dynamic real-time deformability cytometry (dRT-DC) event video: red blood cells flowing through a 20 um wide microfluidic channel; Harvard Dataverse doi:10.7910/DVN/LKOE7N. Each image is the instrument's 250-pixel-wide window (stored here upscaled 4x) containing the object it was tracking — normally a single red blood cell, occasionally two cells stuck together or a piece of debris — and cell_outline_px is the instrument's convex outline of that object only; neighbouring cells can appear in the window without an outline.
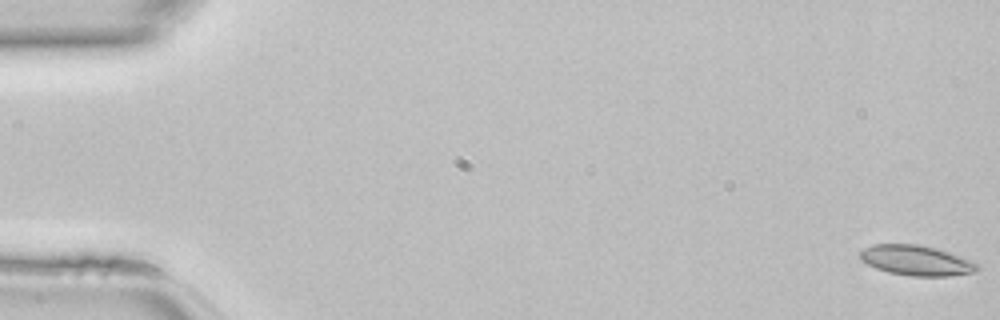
{"species": "common noctule bat (a hibernating species)", "species_latin": "Nyctalus noctula", "temperature_condition": "room temperature", "stored_images_in_passage": 47, "camera_frame_rate_fps": 3000, "um_per_image_px": 0.085, "animal": {"sex": "female", "body_mass_g": 22.7, "forearm_length_mm": 54.2}, "frame": {"image": 1, "passage_image": 1, "time_ms": 0.0, "image_size_px": [1000, 320], "cell_outline_px": [[980, 268], [976, 272], [948, 276], [908, 276], [888, 272], [876, 268], [860, 260], [860, 252], [864, 248], [872, 244], [920, 244], [936, 248], [972, 260]], "centroid_in_image_um": [77.88, 22.13], "position_along_channel_um": 7.1, "area_um2": 20.69}}
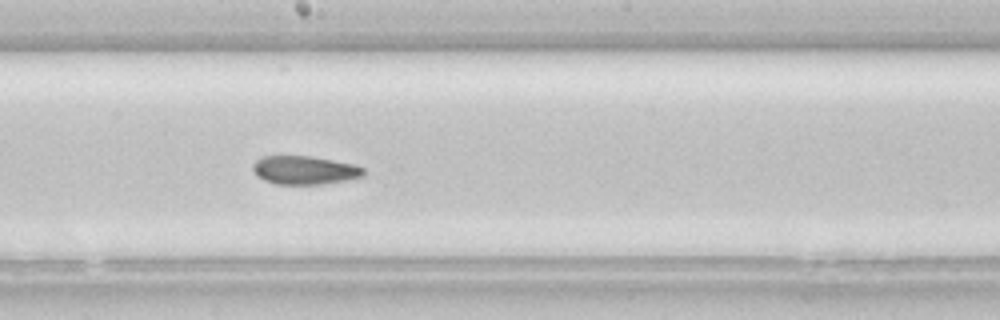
{"frame": {"image": 2, "passage_image": 26, "time_ms": 8.333, "image_size_px": [1000, 320], "cell_outline_px": [[364, 176], [324, 184], [276, 184], [264, 180], [256, 176], [252, 168], [252, 164], [260, 156], [308, 156], [332, 160], [352, 164], [364, 168]], "centroid_in_image_um": [25.84, 14.46], "position_along_channel_um": 222.4, "area_um2": 18.32}}
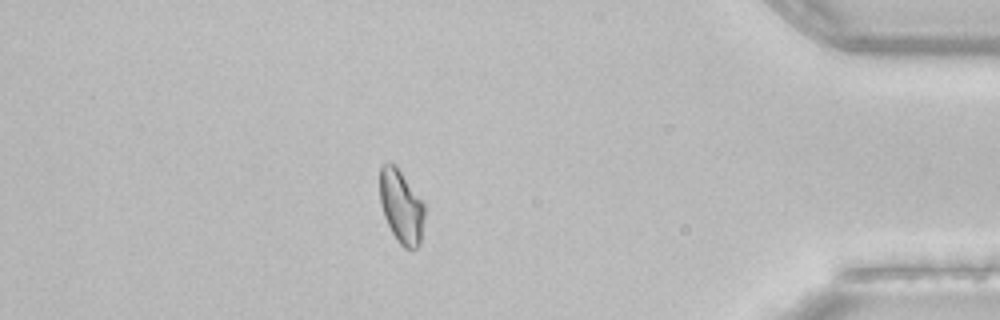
{"frame": {"image": 3, "passage_image": 41, "time_ms": 13.333, "image_size_px": [1000, 320], "cell_outline_px": [[424, 216], [420, 244], [416, 248], [404, 248], [396, 240], [384, 216], [380, 204], [380, 164], [396, 164], [424, 204]], "centroid_in_image_um": [34.09, 17.55], "position_along_channel_um": 401.1, "area_um2": 19.02}}